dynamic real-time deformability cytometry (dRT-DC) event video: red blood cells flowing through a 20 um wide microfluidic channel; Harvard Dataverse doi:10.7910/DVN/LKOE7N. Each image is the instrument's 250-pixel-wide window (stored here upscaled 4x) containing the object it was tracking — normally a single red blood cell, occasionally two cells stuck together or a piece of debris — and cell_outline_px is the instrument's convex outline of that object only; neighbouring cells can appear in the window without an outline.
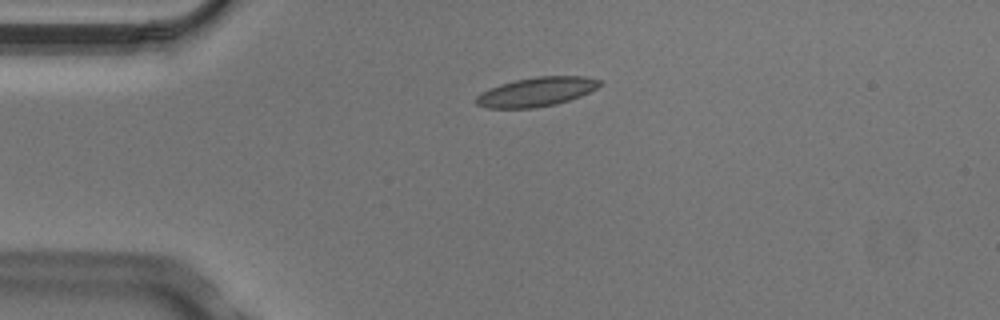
{"species": "Egyptian fruit bat (a non-hibernating species)", "species_latin": "Rousettus aegyptiacus", "temperature_condition": "cold", "stored_images_in_passage": 6, "camera_frame_rate_fps": 3000, "um_per_image_px": 0.085, "animal": {"sex": "male"}, "frame": {"image": 1, "passage_image": 4, "time_ms": 1.0, "image_size_px": [1000, 320], "cell_outline_px": [[604, 84], [580, 96], [556, 104], [536, 108], [488, 108], [476, 104], [472, 100], [480, 92], [500, 84], [516, 80], [536, 76], [584, 76], [600, 80]], "centroid_in_image_um": [45.57, 7.81], "position_along_channel_um": 39.4, "area_um2": 21.1}}